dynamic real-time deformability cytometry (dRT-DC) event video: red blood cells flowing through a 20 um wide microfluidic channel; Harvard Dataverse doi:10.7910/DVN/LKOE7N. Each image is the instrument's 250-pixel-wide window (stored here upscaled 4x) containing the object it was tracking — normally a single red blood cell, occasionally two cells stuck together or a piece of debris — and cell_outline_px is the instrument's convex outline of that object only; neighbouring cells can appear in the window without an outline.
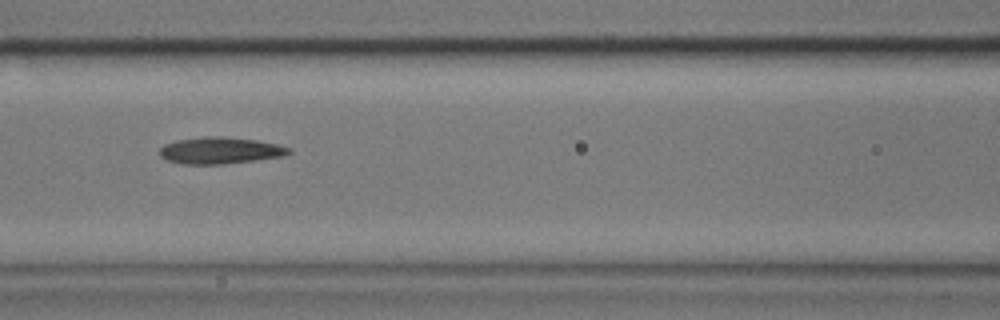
{"species": "common noctule bat (a hibernating species)", "species_latin": "Nyctalus noctula", "temperature_condition": "cold", "stored_images_in_passage": 10, "camera_frame_rate_fps": 3000, "um_per_image_px": 0.085, "animal": {"sex": "male", "body_mass_g": 17.9}, "frame": {"image": 1, "passage_image": 7, "time_ms": 2.0, "image_size_px": [1000, 320], "cell_outline_px": [[292, 152], [284, 156], [224, 164], [180, 164], [168, 160], [160, 156], [160, 148], [164, 144], [176, 140], [204, 136], [224, 136], [256, 140], [276, 144], [292, 148]], "centroid_in_image_um": [18.71, 12.78], "position_along_channel_um": 147.9, "area_um2": 20.17}}